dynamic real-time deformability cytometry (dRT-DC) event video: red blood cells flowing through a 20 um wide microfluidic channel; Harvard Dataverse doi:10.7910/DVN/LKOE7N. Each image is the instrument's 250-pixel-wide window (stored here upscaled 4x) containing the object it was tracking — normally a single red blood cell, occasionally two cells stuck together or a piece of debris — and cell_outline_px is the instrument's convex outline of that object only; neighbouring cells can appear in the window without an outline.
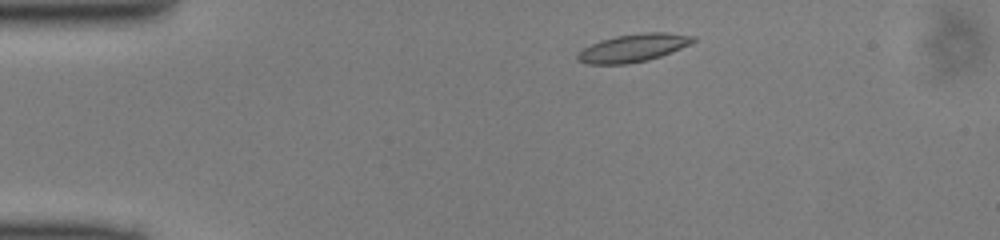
{"species": "common noctule bat (a hibernating species)", "species_latin": "Nyctalus noctula", "temperature_condition": "cold", "stored_images_in_passage": 43, "camera_frame_rate_fps": 3000, "um_per_image_px": 0.085, "animal": {"sex": "male", "body_mass_g": 13.0, "forearm_length_mm": 53.1}, "frame": {"image": 1, "passage_image": 3, "time_ms": 0.667, "image_size_px": [1000, 240], "cell_outline_px": [[696, 40], [680, 48], [660, 56], [648, 60], [624, 64], [588, 64], [576, 60], [576, 56], [584, 48], [600, 40], [616, 36], [640, 32], [668, 32], [696, 36]], "centroid_in_image_um": [53.82, 4.06], "position_along_channel_um": 31.2, "area_um2": 18.67}}
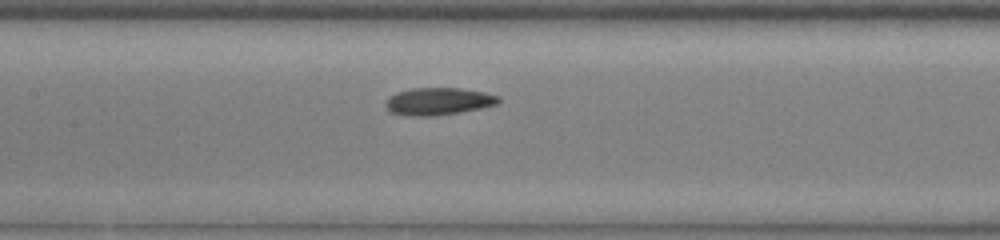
{"frame": {"image": 2, "passage_image": 17, "time_ms": 5.333, "image_size_px": [1000, 240], "cell_outline_px": [[500, 100], [496, 104], [480, 108], [460, 112], [432, 116], [408, 116], [392, 112], [384, 104], [384, 100], [388, 96], [396, 92], [412, 88], [460, 88], [484, 92], [500, 96]], "centroid_in_image_um": [37.22, 8.6], "position_along_channel_um": 170.2, "area_um2": 18.03}}
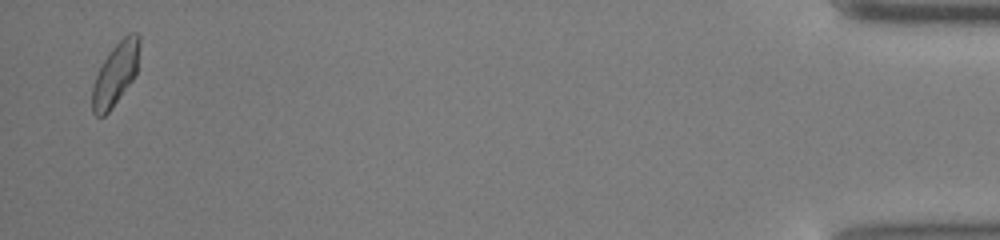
{"frame": {"image": 3, "passage_image": 42, "time_ms": 13.667, "image_size_px": [1000, 240], "cell_outline_px": [[140, 48], [136, 76], [108, 112], [104, 116], [96, 116], [92, 112], [92, 88], [96, 76], [104, 60], [112, 48], [128, 32], [136, 32], [140, 36]], "centroid_in_image_um": [9.85, 6.26], "position_along_channel_um": 425.4, "area_um2": 17.22}}